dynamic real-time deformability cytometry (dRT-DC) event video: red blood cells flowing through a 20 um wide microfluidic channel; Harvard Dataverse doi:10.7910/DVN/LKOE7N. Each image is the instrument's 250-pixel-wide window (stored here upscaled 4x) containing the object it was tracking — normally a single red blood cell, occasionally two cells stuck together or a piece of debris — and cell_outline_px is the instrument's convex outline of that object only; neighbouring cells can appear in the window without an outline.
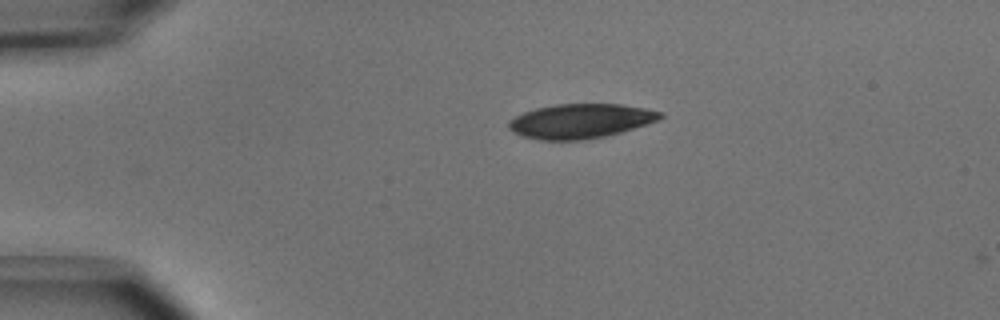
{"species": "common noctule bat (a hibernating species)", "species_latin": "Nyctalus noctula", "temperature_condition": "cold", "stored_images_in_passage": 2, "camera_frame_rate_fps": 3000, "um_per_image_px": 0.085, "animal": {"sex": "male", "body_mass_g": 15.6}, "frame": {"image": 1, "passage_image": 1, "time_ms": 0.0, "image_size_px": [1000, 320], "cell_outline_px": [[664, 116], [656, 120], [620, 132], [604, 136], [584, 140], [540, 140], [524, 136], [512, 132], [508, 128], [508, 120], [524, 112], [536, 108], [556, 104], [620, 104], [644, 108], [664, 112]], "centroid_in_image_um": [49.3, 10.28], "position_along_channel_um": 35.7, "area_um2": 30.23}}